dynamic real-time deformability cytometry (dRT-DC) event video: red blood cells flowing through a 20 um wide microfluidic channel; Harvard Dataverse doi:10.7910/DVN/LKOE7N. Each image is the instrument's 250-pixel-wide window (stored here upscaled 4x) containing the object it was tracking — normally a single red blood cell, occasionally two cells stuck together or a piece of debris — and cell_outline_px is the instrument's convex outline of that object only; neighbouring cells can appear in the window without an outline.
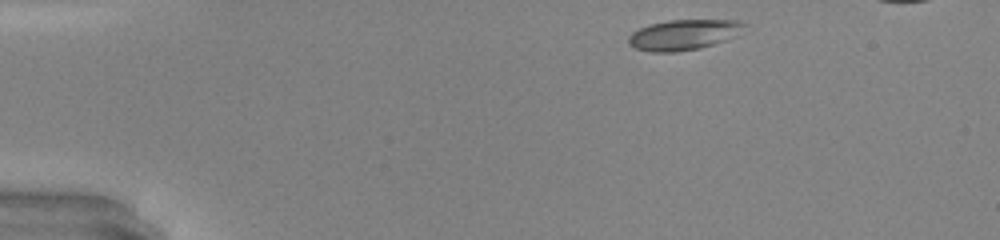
{"species": "common noctule bat (a hibernating species)", "species_latin": "Nyctalus noctula", "temperature_condition": "warm", "stored_images_in_passage": 35, "camera_frame_rate_fps": 3000, "um_per_image_px": 0.085, "animal": {"sex": "male", "body_mass_g": 20.0, "forearm_length_mm": 53.3}, "frame": {"image": 1, "passage_image": 1, "time_ms": 0.0, "image_size_px": [1000, 240], "cell_outline_px": [[748, 24], [736, 36], [728, 40], [700, 48], [676, 52], [652, 52], [636, 48], [628, 44], [628, 36], [632, 32], [640, 28], [652, 24], [668, 20], [740, 20]], "centroid_in_image_um": [58.15, 2.95], "position_along_channel_um": 26.9, "area_um2": 20.63}}
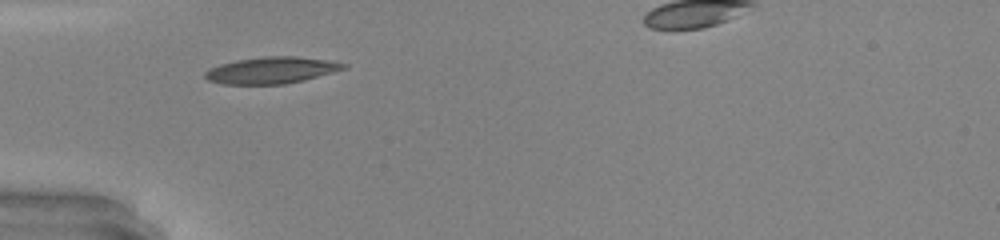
{"frame": {"image": 2, "passage_image": 9, "time_ms": 2.667, "image_size_px": [1000, 240], "cell_outline_px": [[348, 68], [304, 80], [284, 84], [224, 84], [208, 80], [204, 76], [204, 72], [208, 68], [220, 64], [236, 60], [264, 56], [296, 56], [328, 60], [348, 64]], "centroid_in_image_um": [23.08, 5.96], "position_along_channel_um": 61.9, "area_um2": 21.56}}
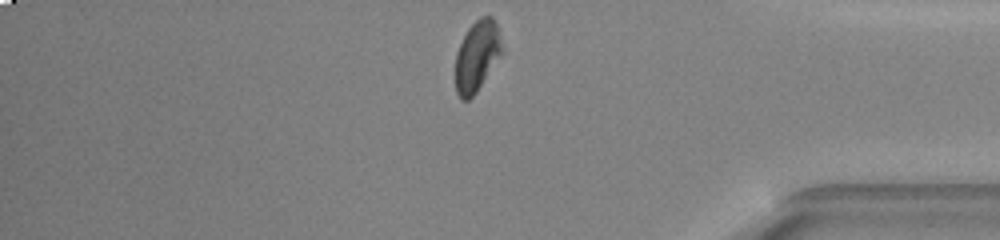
{"frame": {"image": 3, "passage_image": 34, "time_ms": 11.0, "image_size_px": [1000, 240], "cell_outline_px": [[508, 52], [476, 92], [468, 100], [460, 100], [456, 92], [456, 52], [468, 28], [480, 16], [492, 16], [496, 24]], "centroid_in_image_um": [40.64, 4.77], "position_along_channel_um": 394.6, "area_um2": 20.11}, "authors_computed_cell_mechanics": {"area_um2": 20.519, "velocity_mm_per_s": 4.2963, "shape_relaxation_time_tau1_ms": 5.0581, "shape_relaxation_time_tau2_ms": 1.9949, "deformation_change_tau1": 0.1741, "deformation_change_tau2": 0.0786}}